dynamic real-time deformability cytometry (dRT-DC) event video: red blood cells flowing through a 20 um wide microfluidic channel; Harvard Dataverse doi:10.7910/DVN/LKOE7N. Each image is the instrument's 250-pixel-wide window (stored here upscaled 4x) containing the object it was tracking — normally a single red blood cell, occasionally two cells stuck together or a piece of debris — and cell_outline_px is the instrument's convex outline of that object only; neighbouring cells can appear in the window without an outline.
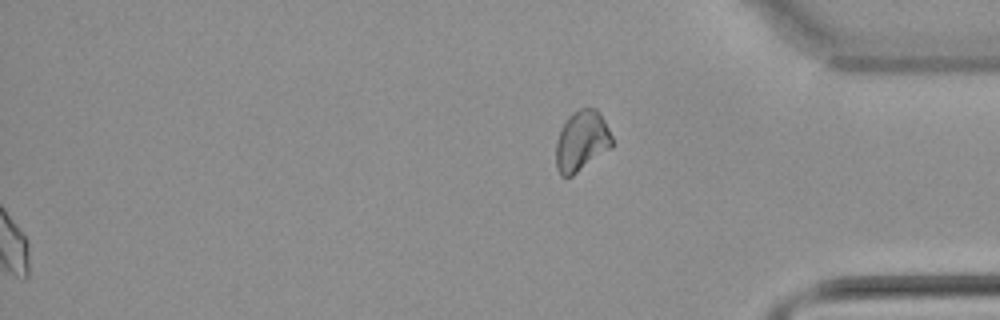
{"species": "common noctule bat (a hibernating species)", "species_latin": "Nyctalus noctula", "temperature_condition": "warm", "stored_images_in_passage": 55, "segment_of_instrument_passage": [2, 2], "camera_frame_rate_fps": 3000, "um_per_image_px": 0.085, "animal": {"sex": "male", "body_mass_g": 21.5, "forearm_length_mm": 52.0}, "frame": {"image": 1, "passage_image": 55, "time_ms": 18.0, "image_size_px": [1000, 320], "cell_outline_px": [[612, 148], [572, 176], [560, 176], [556, 168], [556, 140], [560, 128], [568, 116], [572, 112], [580, 108], [596, 108], [600, 112], [612, 136]], "centroid_in_image_um": [49.43, 11.98], "position_along_channel_um": 385.8, "area_um2": 20.06}}